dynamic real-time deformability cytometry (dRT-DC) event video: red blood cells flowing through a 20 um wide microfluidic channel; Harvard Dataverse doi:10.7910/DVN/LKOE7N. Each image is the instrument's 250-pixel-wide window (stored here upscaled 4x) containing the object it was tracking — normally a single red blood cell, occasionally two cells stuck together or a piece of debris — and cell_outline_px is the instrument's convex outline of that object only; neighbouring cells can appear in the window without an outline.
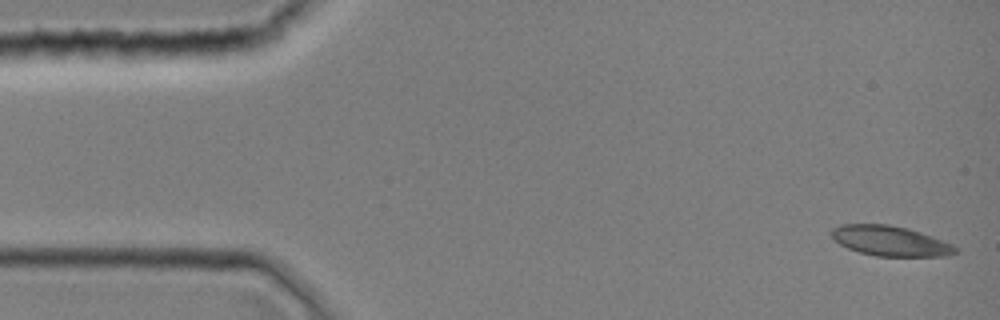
{"species": "common noctule bat (a hibernating species)", "species_latin": "Nyctalus noctula", "temperature_condition": "room temperature", "stored_images_in_passage": 10, "camera_frame_rate_fps": 3000, "um_per_image_px": 0.085, "animal": {"sex": "female", "body_mass_g": 19.0, "forearm_length_mm": 51.5}, "frame": {"image": 1, "passage_image": 1, "time_ms": 0.0, "image_size_px": [1000, 320], "cell_outline_px": [[956, 252], [948, 256], [876, 256], [860, 252], [848, 248], [840, 244], [832, 236], [832, 228], [840, 224], [888, 224], [908, 228], [932, 236], [952, 244], [956, 248]], "centroid_in_image_um": [75.67, 20.47], "position_along_channel_um": 9.3, "area_um2": 21.56}}
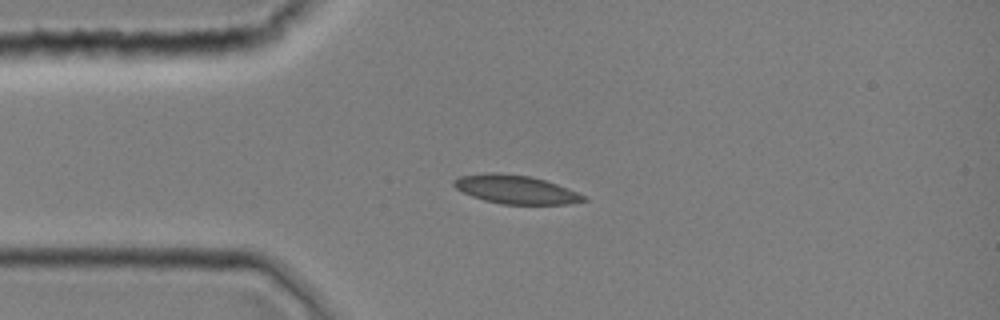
{"frame": {"image": 2, "passage_image": 9, "time_ms": 2.667, "image_size_px": [1000, 320], "cell_outline_px": [[588, 200], [568, 204], [500, 204], [484, 200], [472, 196], [456, 188], [452, 184], [452, 180], [460, 176], [484, 172], [496, 172], [528, 176], [544, 180], [556, 184], [576, 192], [584, 196]], "centroid_in_image_um": [43.78, 16.1], "position_along_channel_um": 41.2, "area_um2": 21.44}}